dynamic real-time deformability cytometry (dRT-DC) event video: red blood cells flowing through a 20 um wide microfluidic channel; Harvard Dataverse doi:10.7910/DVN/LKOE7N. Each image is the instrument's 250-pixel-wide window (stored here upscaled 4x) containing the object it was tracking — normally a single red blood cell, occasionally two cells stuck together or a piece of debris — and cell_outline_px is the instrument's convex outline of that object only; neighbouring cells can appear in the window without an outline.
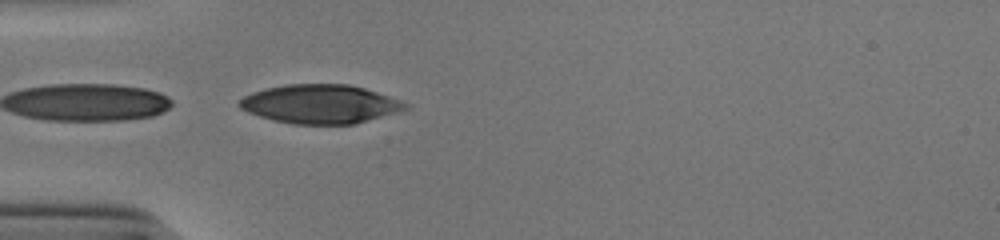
{"species": "human", "species_latin": "Homo sapiens", "temperature_condition": "cold", "stored_images_in_passage": 17, "camera_frame_rate_fps": 3000, "um_per_image_px": 0.085, "donor": {"sex": "male"}, "frame": {"image": 1, "passage_image": 17, "time_ms": 5.333, "image_size_px": [1000, 240], "cell_outline_px": [[408, 108], [400, 112], [352, 124], [292, 124], [272, 120], [248, 112], [240, 108], [236, 104], [236, 100], [252, 92], [264, 88], [288, 84], [348, 84], [364, 88], [400, 100], [408, 104]], "centroid_in_image_um": [27.18, 8.84], "position_along_channel_um": 57.8, "area_um2": 37.69}}